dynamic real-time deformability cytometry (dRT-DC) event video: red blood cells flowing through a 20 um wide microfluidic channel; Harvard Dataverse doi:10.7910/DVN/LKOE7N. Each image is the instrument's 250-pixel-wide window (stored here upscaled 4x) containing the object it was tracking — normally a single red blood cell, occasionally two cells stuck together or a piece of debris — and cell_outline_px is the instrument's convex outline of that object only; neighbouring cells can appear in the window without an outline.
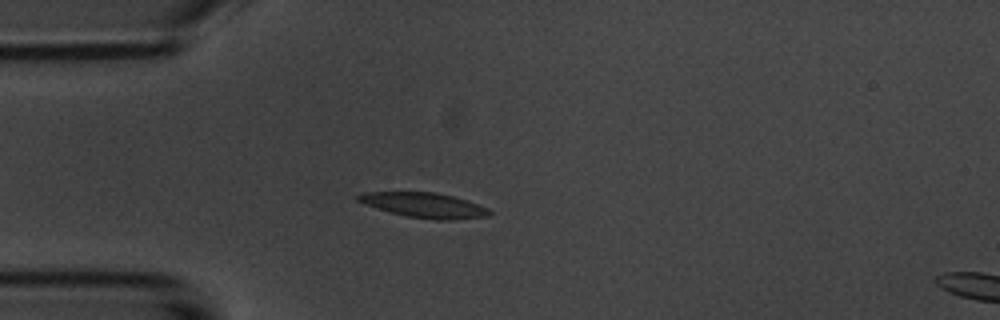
{"species": "common noctule bat (a hibernating species)", "species_latin": "Nyctalus noctula", "temperature_condition": "room temperature", "stored_images_in_passage": 5, "camera_frame_rate_fps": 3000, "um_per_image_px": 0.085, "animal": {"sex": "male", "body_mass_g": 20.1, "forearm_length_mm": 53.5}, "frame": {"image": 1, "passage_image": 5, "time_ms": 4.667, "image_size_px": [1000, 320], "cell_outline_px": [[492, 212], [488, 216], [452, 220], [436, 220], [404, 216], [388, 212], [364, 204], [356, 200], [356, 196], [364, 192], [436, 192], [452, 196], [488, 208]], "centroid_in_image_um": [36.01, 17.45], "position_along_channel_um": 49.0, "area_um2": 19.07}}